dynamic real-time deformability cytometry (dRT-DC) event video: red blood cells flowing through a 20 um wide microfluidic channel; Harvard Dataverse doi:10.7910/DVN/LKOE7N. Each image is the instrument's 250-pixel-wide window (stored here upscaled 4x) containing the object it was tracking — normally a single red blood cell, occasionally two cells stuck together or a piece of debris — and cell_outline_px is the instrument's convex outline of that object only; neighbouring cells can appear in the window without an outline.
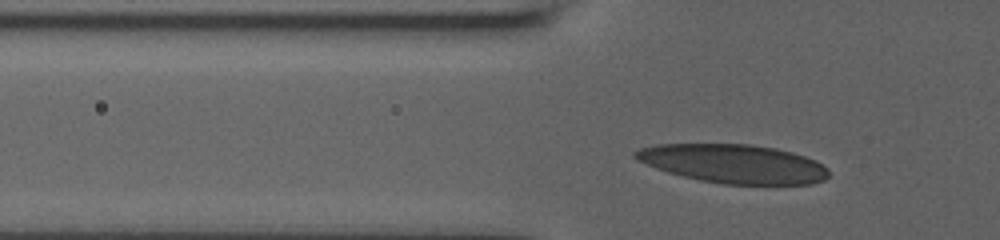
{"species": "human", "species_latin": "Homo sapiens", "temperature_condition": "room temperature", "stored_images_in_passage": 40, "camera_frame_rate_fps": 3000, "um_per_image_px": 0.085, "donor": {"sex": "male"}, "frame": {"image": 1, "passage_image": 12, "time_ms": 3.667, "image_size_px": [1000, 240], "cell_outline_px": [[828, 176], [824, 180], [812, 184], [724, 184], [700, 180], [668, 172], [656, 168], [636, 160], [632, 156], [632, 152], [640, 148], [656, 144], [748, 144], [776, 148], [792, 152], [816, 160], [828, 168]], "centroid_in_image_um": [62.34, 13.91], "position_along_channel_um": 63.5, "area_um2": 43.75}}
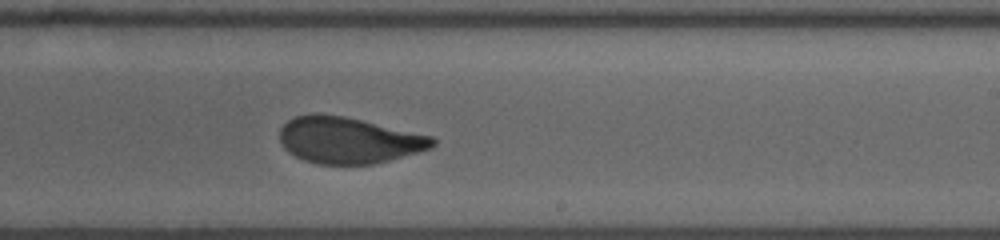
{"frame": {"image": 2, "passage_image": 28, "time_ms": 9.0, "image_size_px": [1000, 240], "cell_outline_px": [[436, 144], [432, 148], [388, 160], [372, 164], [320, 164], [304, 160], [288, 152], [284, 148], [280, 140], [280, 128], [288, 120], [296, 116], [344, 116], [432, 136], [436, 140]], "centroid_in_image_um": [29.65, 11.94], "position_along_channel_um": 259.4, "area_um2": 40.46}}
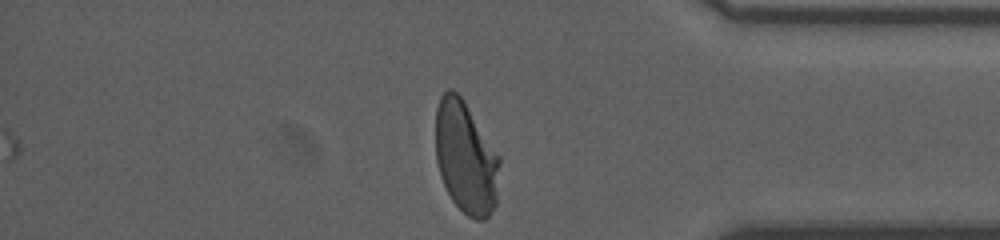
{"frame": {"image": 3, "passage_image": 40, "time_ms": 13.0, "image_size_px": [1000, 240], "cell_outline_px": [[500, 164], [496, 204], [488, 216], [484, 220], [476, 220], [468, 216], [452, 200], [440, 176], [436, 160], [436, 108], [440, 96], [448, 88], [452, 88], [460, 96], [500, 156]], "centroid_in_image_um": [39.59, 13.4], "position_along_channel_um": 395.6, "area_um2": 41.73}, "authors_computed_cell_mechanics": {"area_um2": 41.9628, "velocity_mm_per_s": 3.8204, "shape_relaxation_time_tau1_ms": 6.3135, "shape_relaxation_time_tau2_ms": 0.797, "deformation_change_tau1": 0.1962, "deformation_change_tau2": 0.0651}}